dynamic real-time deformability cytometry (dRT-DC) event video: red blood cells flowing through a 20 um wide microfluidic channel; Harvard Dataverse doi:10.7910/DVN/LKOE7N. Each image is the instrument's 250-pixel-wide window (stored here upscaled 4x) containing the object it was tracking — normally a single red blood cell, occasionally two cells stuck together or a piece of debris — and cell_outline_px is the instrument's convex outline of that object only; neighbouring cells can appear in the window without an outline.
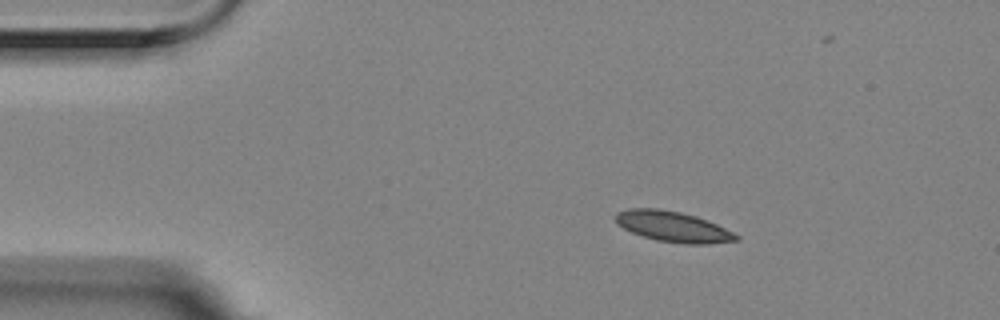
{"species": "Egyptian fruit bat (a non-hibernating species)", "species_latin": "Rousettus aegyptiacus", "temperature_condition": "room temperature", "stored_images_in_passage": 3, "camera_frame_rate_fps": 3000, "um_per_image_px": 0.085, "animal": {"sex": "female"}, "frame": {"image": 1, "passage_image": 1, "time_ms": 0.0, "image_size_px": [1000, 320], "cell_outline_px": [[740, 240], [708, 244], [684, 244], [660, 240], [644, 236], [632, 232], [624, 228], [616, 220], [616, 212], [628, 208], [660, 208], [680, 212], [696, 216], [708, 220], [740, 236]], "centroid_in_image_um": [57.24, 19.25], "position_along_channel_um": 27.8, "area_um2": 21.27}}